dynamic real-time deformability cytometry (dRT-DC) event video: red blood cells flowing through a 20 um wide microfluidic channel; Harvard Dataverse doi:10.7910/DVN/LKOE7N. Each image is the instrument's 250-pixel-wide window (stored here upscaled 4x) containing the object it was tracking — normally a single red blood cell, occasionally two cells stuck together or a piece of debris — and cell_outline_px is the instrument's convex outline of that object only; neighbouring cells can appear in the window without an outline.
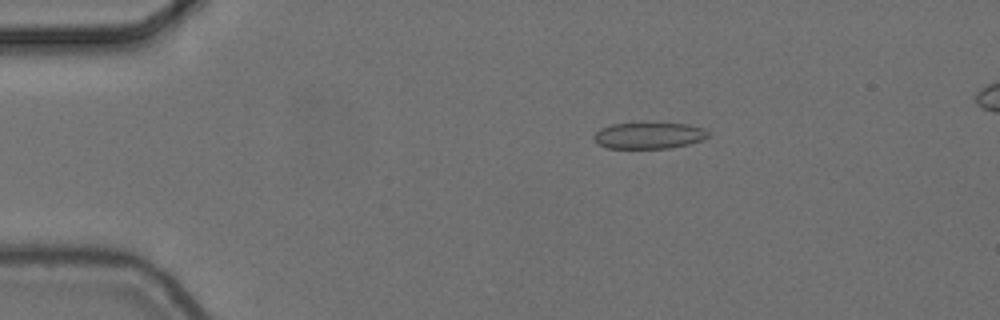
{"species": "common noctule bat (a hibernating species)", "species_latin": "Nyctalus noctula", "temperature_condition": "cold", "stored_images_in_passage": 6, "camera_frame_rate_fps": 3000, "um_per_image_px": 0.085, "animal": {"sex": "female", "body_mass_g": 24.6, "forearm_length_mm": 56.2}, "frame": {"image": 1, "passage_image": 3, "time_ms": 0.667, "image_size_px": [1000, 320], "cell_outline_px": [[708, 136], [704, 140], [688, 144], [668, 148], [608, 148], [600, 144], [592, 136], [600, 128], [612, 124], [688, 124], [704, 128], [708, 132]], "centroid_in_image_um": [55.18, 11.53], "position_along_channel_um": 29.8, "area_um2": 17.22}}
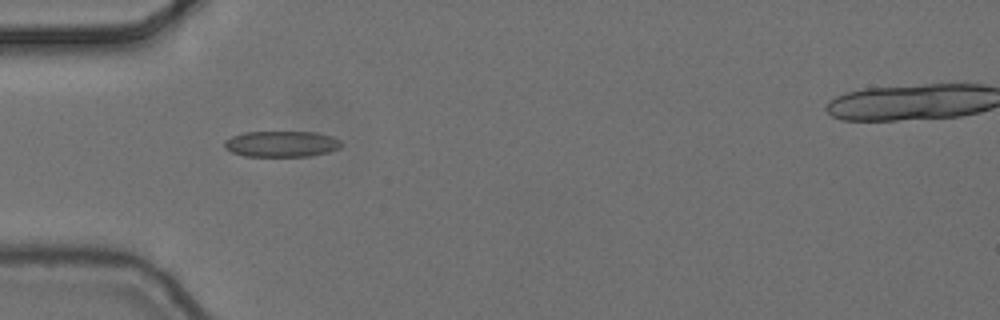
{"frame": {"image": 2, "passage_image": 5, "time_ms": 1.333, "image_size_px": [1000, 320], "cell_outline_px": [[344, 144], [340, 148], [328, 152], [312, 156], [244, 156], [232, 152], [224, 148], [224, 140], [232, 136], [244, 132], [316, 132], [332, 136], [340, 140]], "centroid_in_image_um": [23.94, 12.23], "position_along_channel_um": 61.1, "area_um2": 17.86}}
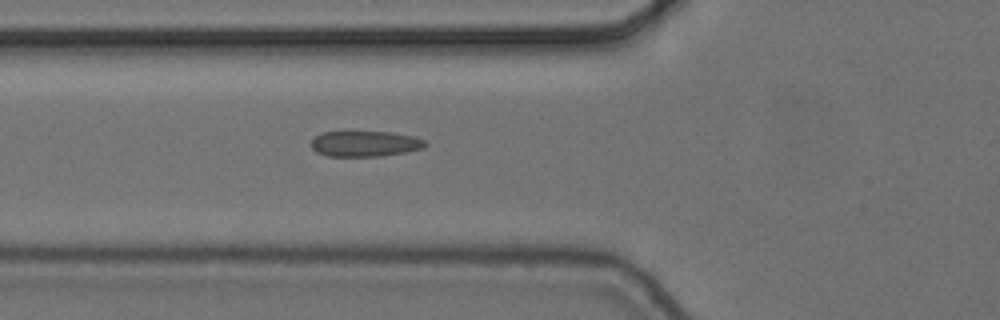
{"frame": {"image": 3, "passage_image": 6, "time_ms": 1.667, "image_size_px": [1000, 320], "cell_outline_px": [[428, 144], [424, 148], [404, 152], [380, 156], [328, 156], [316, 152], [312, 148], [312, 140], [316, 136], [324, 132], [392, 132], [412, 136], [424, 140]], "centroid_in_image_um": [31.04, 12.22], "position_along_channel_um": 94.8, "area_um2": 16.88}}